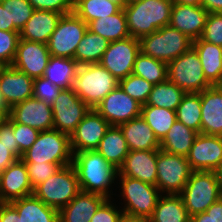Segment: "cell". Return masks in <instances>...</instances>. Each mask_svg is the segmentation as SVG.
I'll list each match as a JSON object with an SVG mask.
<instances>
[{
    "instance_id": "cell-6",
    "label": "cell",
    "mask_w": 222,
    "mask_h": 222,
    "mask_svg": "<svg viewBox=\"0 0 222 222\" xmlns=\"http://www.w3.org/2000/svg\"><path fill=\"white\" fill-rule=\"evenodd\" d=\"M139 42L140 52L167 64L193 47L189 37L170 25L143 36Z\"/></svg>"
},
{
    "instance_id": "cell-20",
    "label": "cell",
    "mask_w": 222,
    "mask_h": 222,
    "mask_svg": "<svg viewBox=\"0 0 222 222\" xmlns=\"http://www.w3.org/2000/svg\"><path fill=\"white\" fill-rule=\"evenodd\" d=\"M157 150H129L118 176H127L156 186Z\"/></svg>"
},
{
    "instance_id": "cell-19",
    "label": "cell",
    "mask_w": 222,
    "mask_h": 222,
    "mask_svg": "<svg viewBox=\"0 0 222 222\" xmlns=\"http://www.w3.org/2000/svg\"><path fill=\"white\" fill-rule=\"evenodd\" d=\"M32 194L27 166L21 159L0 173V202H12Z\"/></svg>"
},
{
    "instance_id": "cell-61",
    "label": "cell",
    "mask_w": 222,
    "mask_h": 222,
    "mask_svg": "<svg viewBox=\"0 0 222 222\" xmlns=\"http://www.w3.org/2000/svg\"><path fill=\"white\" fill-rule=\"evenodd\" d=\"M113 2L119 4L122 8L126 5V0H112Z\"/></svg>"
},
{
    "instance_id": "cell-52",
    "label": "cell",
    "mask_w": 222,
    "mask_h": 222,
    "mask_svg": "<svg viewBox=\"0 0 222 222\" xmlns=\"http://www.w3.org/2000/svg\"><path fill=\"white\" fill-rule=\"evenodd\" d=\"M212 222H222V197L213 203L206 211Z\"/></svg>"
},
{
    "instance_id": "cell-42",
    "label": "cell",
    "mask_w": 222,
    "mask_h": 222,
    "mask_svg": "<svg viewBox=\"0 0 222 222\" xmlns=\"http://www.w3.org/2000/svg\"><path fill=\"white\" fill-rule=\"evenodd\" d=\"M19 40V32L0 31V61L7 66L15 59Z\"/></svg>"
},
{
    "instance_id": "cell-15",
    "label": "cell",
    "mask_w": 222,
    "mask_h": 222,
    "mask_svg": "<svg viewBox=\"0 0 222 222\" xmlns=\"http://www.w3.org/2000/svg\"><path fill=\"white\" fill-rule=\"evenodd\" d=\"M110 126L95 109H90L70 136L72 154L96 150Z\"/></svg>"
},
{
    "instance_id": "cell-40",
    "label": "cell",
    "mask_w": 222,
    "mask_h": 222,
    "mask_svg": "<svg viewBox=\"0 0 222 222\" xmlns=\"http://www.w3.org/2000/svg\"><path fill=\"white\" fill-rule=\"evenodd\" d=\"M4 9H8L9 31L20 32L34 12L28 0H4Z\"/></svg>"
},
{
    "instance_id": "cell-59",
    "label": "cell",
    "mask_w": 222,
    "mask_h": 222,
    "mask_svg": "<svg viewBox=\"0 0 222 222\" xmlns=\"http://www.w3.org/2000/svg\"><path fill=\"white\" fill-rule=\"evenodd\" d=\"M216 172V175H217V178H218V182H219V185H220V189H221V192H222V163L221 165L215 170Z\"/></svg>"
},
{
    "instance_id": "cell-23",
    "label": "cell",
    "mask_w": 222,
    "mask_h": 222,
    "mask_svg": "<svg viewBox=\"0 0 222 222\" xmlns=\"http://www.w3.org/2000/svg\"><path fill=\"white\" fill-rule=\"evenodd\" d=\"M201 133L222 136V88L211 85L200 92Z\"/></svg>"
},
{
    "instance_id": "cell-49",
    "label": "cell",
    "mask_w": 222,
    "mask_h": 222,
    "mask_svg": "<svg viewBox=\"0 0 222 222\" xmlns=\"http://www.w3.org/2000/svg\"><path fill=\"white\" fill-rule=\"evenodd\" d=\"M21 157L22 155L19 153V146L17 143L6 144L0 142V173L9 165L21 159Z\"/></svg>"
},
{
    "instance_id": "cell-7",
    "label": "cell",
    "mask_w": 222,
    "mask_h": 222,
    "mask_svg": "<svg viewBox=\"0 0 222 222\" xmlns=\"http://www.w3.org/2000/svg\"><path fill=\"white\" fill-rule=\"evenodd\" d=\"M81 188L72 164L60 167L46 181L33 189V195L58 211L64 208Z\"/></svg>"
},
{
    "instance_id": "cell-54",
    "label": "cell",
    "mask_w": 222,
    "mask_h": 222,
    "mask_svg": "<svg viewBox=\"0 0 222 222\" xmlns=\"http://www.w3.org/2000/svg\"><path fill=\"white\" fill-rule=\"evenodd\" d=\"M0 31H9L8 9H4L0 2Z\"/></svg>"
},
{
    "instance_id": "cell-45",
    "label": "cell",
    "mask_w": 222,
    "mask_h": 222,
    "mask_svg": "<svg viewBox=\"0 0 222 222\" xmlns=\"http://www.w3.org/2000/svg\"><path fill=\"white\" fill-rule=\"evenodd\" d=\"M202 40L222 47V13H209L200 37Z\"/></svg>"
},
{
    "instance_id": "cell-28",
    "label": "cell",
    "mask_w": 222,
    "mask_h": 222,
    "mask_svg": "<svg viewBox=\"0 0 222 222\" xmlns=\"http://www.w3.org/2000/svg\"><path fill=\"white\" fill-rule=\"evenodd\" d=\"M193 48L200 57L205 78L218 85L222 79V47L199 38L193 41Z\"/></svg>"
},
{
    "instance_id": "cell-25",
    "label": "cell",
    "mask_w": 222,
    "mask_h": 222,
    "mask_svg": "<svg viewBox=\"0 0 222 222\" xmlns=\"http://www.w3.org/2000/svg\"><path fill=\"white\" fill-rule=\"evenodd\" d=\"M61 17L56 11L34 10L19 32L20 39L47 44Z\"/></svg>"
},
{
    "instance_id": "cell-9",
    "label": "cell",
    "mask_w": 222,
    "mask_h": 222,
    "mask_svg": "<svg viewBox=\"0 0 222 222\" xmlns=\"http://www.w3.org/2000/svg\"><path fill=\"white\" fill-rule=\"evenodd\" d=\"M156 187L160 193L180 194L193 170L185 156L157 150Z\"/></svg>"
},
{
    "instance_id": "cell-53",
    "label": "cell",
    "mask_w": 222,
    "mask_h": 222,
    "mask_svg": "<svg viewBox=\"0 0 222 222\" xmlns=\"http://www.w3.org/2000/svg\"><path fill=\"white\" fill-rule=\"evenodd\" d=\"M202 6L208 13H222V0H202Z\"/></svg>"
},
{
    "instance_id": "cell-5",
    "label": "cell",
    "mask_w": 222,
    "mask_h": 222,
    "mask_svg": "<svg viewBox=\"0 0 222 222\" xmlns=\"http://www.w3.org/2000/svg\"><path fill=\"white\" fill-rule=\"evenodd\" d=\"M190 217L205 212L222 197L215 171H193L179 194Z\"/></svg>"
},
{
    "instance_id": "cell-17",
    "label": "cell",
    "mask_w": 222,
    "mask_h": 222,
    "mask_svg": "<svg viewBox=\"0 0 222 222\" xmlns=\"http://www.w3.org/2000/svg\"><path fill=\"white\" fill-rule=\"evenodd\" d=\"M50 57L47 44L20 39L12 66L35 79L43 77Z\"/></svg>"
},
{
    "instance_id": "cell-56",
    "label": "cell",
    "mask_w": 222,
    "mask_h": 222,
    "mask_svg": "<svg viewBox=\"0 0 222 222\" xmlns=\"http://www.w3.org/2000/svg\"><path fill=\"white\" fill-rule=\"evenodd\" d=\"M190 222H212L210 216L206 212L196 214L190 218Z\"/></svg>"
},
{
    "instance_id": "cell-29",
    "label": "cell",
    "mask_w": 222,
    "mask_h": 222,
    "mask_svg": "<svg viewBox=\"0 0 222 222\" xmlns=\"http://www.w3.org/2000/svg\"><path fill=\"white\" fill-rule=\"evenodd\" d=\"M96 151L117 169L123 164L129 149L119 126H110Z\"/></svg>"
},
{
    "instance_id": "cell-33",
    "label": "cell",
    "mask_w": 222,
    "mask_h": 222,
    "mask_svg": "<svg viewBox=\"0 0 222 222\" xmlns=\"http://www.w3.org/2000/svg\"><path fill=\"white\" fill-rule=\"evenodd\" d=\"M109 41L89 29L76 48L74 60L79 65L100 63Z\"/></svg>"
},
{
    "instance_id": "cell-63",
    "label": "cell",
    "mask_w": 222,
    "mask_h": 222,
    "mask_svg": "<svg viewBox=\"0 0 222 222\" xmlns=\"http://www.w3.org/2000/svg\"><path fill=\"white\" fill-rule=\"evenodd\" d=\"M136 1H140V0H126V4H131V3H134Z\"/></svg>"
},
{
    "instance_id": "cell-18",
    "label": "cell",
    "mask_w": 222,
    "mask_h": 222,
    "mask_svg": "<svg viewBox=\"0 0 222 222\" xmlns=\"http://www.w3.org/2000/svg\"><path fill=\"white\" fill-rule=\"evenodd\" d=\"M9 117L16 123L30 126L39 131L53 129L51 106L34 97L13 105L10 108Z\"/></svg>"
},
{
    "instance_id": "cell-16",
    "label": "cell",
    "mask_w": 222,
    "mask_h": 222,
    "mask_svg": "<svg viewBox=\"0 0 222 222\" xmlns=\"http://www.w3.org/2000/svg\"><path fill=\"white\" fill-rule=\"evenodd\" d=\"M186 158L193 171H215L222 163V136L198 133Z\"/></svg>"
},
{
    "instance_id": "cell-55",
    "label": "cell",
    "mask_w": 222,
    "mask_h": 222,
    "mask_svg": "<svg viewBox=\"0 0 222 222\" xmlns=\"http://www.w3.org/2000/svg\"><path fill=\"white\" fill-rule=\"evenodd\" d=\"M120 222H151L149 217L134 216L123 213Z\"/></svg>"
},
{
    "instance_id": "cell-41",
    "label": "cell",
    "mask_w": 222,
    "mask_h": 222,
    "mask_svg": "<svg viewBox=\"0 0 222 222\" xmlns=\"http://www.w3.org/2000/svg\"><path fill=\"white\" fill-rule=\"evenodd\" d=\"M119 86L128 96L141 105H145L154 85L141 77L130 74L119 80Z\"/></svg>"
},
{
    "instance_id": "cell-37",
    "label": "cell",
    "mask_w": 222,
    "mask_h": 222,
    "mask_svg": "<svg viewBox=\"0 0 222 222\" xmlns=\"http://www.w3.org/2000/svg\"><path fill=\"white\" fill-rule=\"evenodd\" d=\"M132 74L156 85L168 79L167 63L139 52L134 62Z\"/></svg>"
},
{
    "instance_id": "cell-36",
    "label": "cell",
    "mask_w": 222,
    "mask_h": 222,
    "mask_svg": "<svg viewBox=\"0 0 222 222\" xmlns=\"http://www.w3.org/2000/svg\"><path fill=\"white\" fill-rule=\"evenodd\" d=\"M141 117L153 130L159 141L164 138L177 121L176 111L159 108L153 105H142Z\"/></svg>"
},
{
    "instance_id": "cell-14",
    "label": "cell",
    "mask_w": 222,
    "mask_h": 222,
    "mask_svg": "<svg viewBox=\"0 0 222 222\" xmlns=\"http://www.w3.org/2000/svg\"><path fill=\"white\" fill-rule=\"evenodd\" d=\"M142 105L128 96L118 85L95 108L111 125L119 126L141 116Z\"/></svg>"
},
{
    "instance_id": "cell-13",
    "label": "cell",
    "mask_w": 222,
    "mask_h": 222,
    "mask_svg": "<svg viewBox=\"0 0 222 222\" xmlns=\"http://www.w3.org/2000/svg\"><path fill=\"white\" fill-rule=\"evenodd\" d=\"M139 52L140 42L137 38L130 36L122 40L111 41L99 64L119 81L132 74Z\"/></svg>"
},
{
    "instance_id": "cell-30",
    "label": "cell",
    "mask_w": 222,
    "mask_h": 222,
    "mask_svg": "<svg viewBox=\"0 0 222 222\" xmlns=\"http://www.w3.org/2000/svg\"><path fill=\"white\" fill-rule=\"evenodd\" d=\"M190 218L179 194L161 195L150 217L151 222H190Z\"/></svg>"
},
{
    "instance_id": "cell-62",
    "label": "cell",
    "mask_w": 222,
    "mask_h": 222,
    "mask_svg": "<svg viewBox=\"0 0 222 222\" xmlns=\"http://www.w3.org/2000/svg\"><path fill=\"white\" fill-rule=\"evenodd\" d=\"M7 65L4 64L2 61H0V75H1V72L5 69Z\"/></svg>"
},
{
    "instance_id": "cell-34",
    "label": "cell",
    "mask_w": 222,
    "mask_h": 222,
    "mask_svg": "<svg viewBox=\"0 0 222 222\" xmlns=\"http://www.w3.org/2000/svg\"><path fill=\"white\" fill-rule=\"evenodd\" d=\"M88 29L109 42L130 37L123 8L114 15L91 21Z\"/></svg>"
},
{
    "instance_id": "cell-27",
    "label": "cell",
    "mask_w": 222,
    "mask_h": 222,
    "mask_svg": "<svg viewBox=\"0 0 222 222\" xmlns=\"http://www.w3.org/2000/svg\"><path fill=\"white\" fill-rule=\"evenodd\" d=\"M10 203L16 208L21 222H59V211L33 194Z\"/></svg>"
},
{
    "instance_id": "cell-3",
    "label": "cell",
    "mask_w": 222,
    "mask_h": 222,
    "mask_svg": "<svg viewBox=\"0 0 222 222\" xmlns=\"http://www.w3.org/2000/svg\"><path fill=\"white\" fill-rule=\"evenodd\" d=\"M118 85L107 69L95 63L79 65L72 89L90 109H95Z\"/></svg>"
},
{
    "instance_id": "cell-10",
    "label": "cell",
    "mask_w": 222,
    "mask_h": 222,
    "mask_svg": "<svg viewBox=\"0 0 222 222\" xmlns=\"http://www.w3.org/2000/svg\"><path fill=\"white\" fill-rule=\"evenodd\" d=\"M87 29L88 24L74 12L62 15L47 43L50 55L74 59L76 48Z\"/></svg>"
},
{
    "instance_id": "cell-50",
    "label": "cell",
    "mask_w": 222,
    "mask_h": 222,
    "mask_svg": "<svg viewBox=\"0 0 222 222\" xmlns=\"http://www.w3.org/2000/svg\"><path fill=\"white\" fill-rule=\"evenodd\" d=\"M0 222H21V217L10 202H0Z\"/></svg>"
},
{
    "instance_id": "cell-31",
    "label": "cell",
    "mask_w": 222,
    "mask_h": 222,
    "mask_svg": "<svg viewBox=\"0 0 222 222\" xmlns=\"http://www.w3.org/2000/svg\"><path fill=\"white\" fill-rule=\"evenodd\" d=\"M197 132L176 121L160 141V149L175 155L187 156Z\"/></svg>"
},
{
    "instance_id": "cell-24",
    "label": "cell",
    "mask_w": 222,
    "mask_h": 222,
    "mask_svg": "<svg viewBox=\"0 0 222 222\" xmlns=\"http://www.w3.org/2000/svg\"><path fill=\"white\" fill-rule=\"evenodd\" d=\"M106 200L102 195L80 191L59 211V222H90Z\"/></svg>"
},
{
    "instance_id": "cell-26",
    "label": "cell",
    "mask_w": 222,
    "mask_h": 222,
    "mask_svg": "<svg viewBox=\"0 0 222 222\" xmlns=\"http://www.w3.org/2000/svg\"><path fill=\"white\" fill-rule=\"evenodd\" d=\"M129 150H159L160 141L153 130L139 116L119 125Z\"/></svg>"
},
{
    "instance_id": "cell-43",
    "label": "cell",
    "mask_w": 222,
    "mask_h": 222,
    "mask_svg": "<svg viewBox=\"0 0 222 222\" xmlns=\"http://www.w3.org/2000/svg\"><path fill=\"white\" fill-rule=\"evenodd\" d=\"M62 88L54 85L44 77L34 79L33 97L44 101L46 105L52 106L53 101L58 97Z\"/></svg>"
},
{
    "instance_id": "cell-8",
    "label": "cell",
    "mask_w": 222,
    "mask_h": 222,
    "mask_svg": "<svg viewBox=\"0 0 222 222\" xmlns=\"http://www.w3.org/2000/svg\"><path fill=\"white\" fill-rule=\"evenodd\" d=\"M168 80L185 93H200L212 84L205 78L200 57L192 47L167 64Z\"/></svg>"
},
{
    "instance_id": "cell-2",
    "label": "cell",
    "mask_w": 222,
    "mask_h": 222,
    "mask_svg": "<svg viewBox=\"0 0 222 222\" xmlns=\"http://www.w3.org/2000/svg\"><path fill=\"white\" fill-rule=\"evenodd\" d=\"M172 0H140L123 8L131 37L140 39L169 25Z\"/></svg>"
},
{
    "instance_id": "cell-58",
    "label": "cell",
    "mask_w": 222,
    "mask_h": 222,
    "mask_svg": "<svg viewBox=\"0 0 222 222\" xmlns=\"http://www.w3.org/2000/svg\"><path fill=\"white\" fill-rule=\"evenodd\" d=\"M0 110H2L7 116L10 114V107L7 105L4 96L0 91Z\"/></svg>"
},
{
    "instance_id": "cell-64",
    "label": "cell",
    "mask_w": 222,
    "mask_h": 222,
    "mask_svg": "<svg viewBox=\"0 0 222 222\" xmlns=\"http://www.w3.org/2000/svg\"><path fill=\"white\" fill-rule=\"evenodd\" d=\"M218 86H219L220 88H222V79H221V81L218 83Z\"/></svg>"
},
{
    "instance_id": "cell-12",
    "label": "cell",
    "mask_w": 222,
    "mask_h": 222,
    "mask_svg": "<svg viewBox=\"0 0 222 222\" xmlns=\"http://www.w3.org/2000/svg\"><path fill=\"white\" fill-rule=\"evenodd\" d=\"M53 111V129L71 134L90 108L76 95L72 88L62 89L51 106Z\"/></svg>"
},
{
    "instance_id": "cell-38",
    "label": "cell",
    "mask_w": 222,
    "mask_h": 222,
    "mask_svg": "<svg viewBox=\"0 0 222 222\" xmlns=\"http://www.w3.org/2000/svg\"><path fill=\"white\" fill-rule=\"evenodd\" d=\"M186 93L168 79L153 86L145 105L176 111Z\"/></svg>"
},
{
    "instance_id": "cell-1",
    "label": "cell",
    "mask_w": 222,
    "mask_h": 222,
    "mask_svg": "<svg viewBox=\"0 0 222 222\" xmlns=\"http://www.w3.org/2000/svg\"><path fill=\"white\" fill-rule=\"evenodd\" d=\"M75 169L81 191L96 193L109 199V186L118 177V169L96 150L80 151L73 155Z\"/></svg>"
},
{
    "instance_id": "cell-51",
    "label": "cell",
    "mask_w": 222,
    "mask_h": 222,
    "mask_svg": "<svg viewBox=\"0 0 222 222\" xmlns=\"http://www.w3.org/2000/svg\"><path fill=\"white\" fill-rule=\"evenodd\" d=\"M0 142L6 144L17 143L13 134V120L9 116L7 121L0 126Z\"/></svg>"
},
{
    "instance_id": "cell-47",
    "label": "cell",
    "mask_w": 222,
    "mask_h": 222,
    "mask_svg": "<svg viewBox=\"0 0 222 222\" xmlns=\"http://www.w3.org/2000/svg\"><path fill=\"white\" fill-rule=\"evenodd\" d=\"M35 10L56 11L62 15L73 12L74 0H28Z\"/></svg>"
},
{
    "instance_id": "cell-60",
    "label": "cell",
    "mask_w": 222,
    "mask_h": 222,
    "mask_svg": "<svg viewBox=\"0 0 222 222\" xmlns=\"http://www.w3.org/2000/svg\"><path fill=\"white\" fill-rule=\"evenodd\" d=\"M8 116L2 111L0 110V126L7 121Z\"/></svg>"
},
{
    "instance_id": "cell-48",
    "label": "cell",
    "mask_w": 222,
    "mask_h": 222,
    "mask_svg": "<svg viewBox=\"0 0 222 222\" xmlns=\"http://www.w3.org/2000/svg\"><path fill=\"white\" fill-rule=\"evenodd\" d=\"M111 201L107 199L96 211L90 222H120L122 210H117Z\"/></svg>"
},
{
    "instance_id": "cell-11",
    "label": "cell",
    "mask_w": 222,
    "mask_h": 222,
    "mask_svg": "<svg viewBox=\"0 0 222 222\" xmlns=\"http://www.w3.org/2000/svg\"><path fill=\"white\" fill-rule=\"evenodd\" d=\"M119 178L122 197L125 202L127 201L122 209L123 213L150 218L161 196L158 188L127 176H119Z\"/></svg>"
},
{
    "instance_id": "cell-32",
    "label": "cell",
    "mask_w": 222,
    "mask_h": 222,
    "mask_svg": "<svg viewBox=\"0 0 222 222\" xmlns=\"http://www.w3.org/2000/svg\"><path fill=\"white\" fill-rule=\"evenodd\" d=\"M78 67L72 58L51 55L43 77L62 89L72 88Z\"/></svg>"
},
{
    "instance_id": "cell-39",
    "label": "cell",
    "mask_w": 222,
    "mask_h": 222,
    "mask_svg": "<svg viewBox=\"0 0 222 222\" xmlns=\"http://www.w3.org/2000/svg\"><path fill=\"white\" fill-rule=\"evenodd\" d=\"M201 99L200 93H186L176 109L177 121L201 133Z\"/></svg>"
},
{
    "instance_id": "cell-46",
    "label": "cell",
    "mask_w": 222,
    "mask_h": 222,
    "mask_svg": "<svg viewBox=\"0 0 222 222\" xmlns=\"http://www.w3.org/2000/svg\"><path fill=\"white\" fill-rule=\"evenodd\" d=\"M40 131L30 126L13 121V134L19 146V153L22 155L36 141Z\"/></svg>"
},
{
    "instance_id": "cell-44",
    "label": "cell",
    "mask_w": 222,
    "mask_h": 222,
    "mask_svg": "<svg viewBox=\"0 0 222 222\" xmlns=\"http://www.w3.org/2000/svg\"><path fill=\"white\" fill-rule=\"evenodd\" d=\"M28 170L29 180L32 189L46 181L52 176L60 167V164L54 163H25Z\"/></svg>"
},
{
    "instance_id": "cell-4",
    "label": "cell",
    "mask_w": 222,
    "mask_h": 222,
    "mask_svg": "<svg viewBox=\"0 0 222 222\" xmlns=\"http://www.w3.org/2000/svg\"><path fill=\"white\" fill-rule=\"evenodd\" d=\"M70 136L52 129L40 131L36 141L22 154L24 163H54L62 167L72 164Z\"/></svg>"
},
{
    "instance_id": "cell-35",
    "label": "cell",
    "mask_w": 222,
    "mask_h": 222,
    "mask_svg": "<svg viewBox=\"0 0 222 222\" xmlns=\"http://www.w3.org/2000/svg\"><path fill=\"white\" fill-rule=\"evenodd\" d=\"M122 7L112 0H74L73 12L86 24L118 13Z\"/></svg>"
},
{
    "instance_id": "cell-21",
    "label": "cell",
    "mask_w": 222,
    "mask_h": 222,
    "mask_svg": "<svg viewBox=\"0 0 222 222\" xmlns=\"http://www.w3.org/2000/svg\"><path fill=\"white\" fill-rule=\"evenodd\" d=\"M208 14L203 6L174 3L169 25L194 41L201 37Z\"/></svg>"
},
{
    "instance_id": "cell-22",
    "label": "cell",
    "mask_w": 222,
    "mask_h": 222,
    "mask_svg": "<svg viewBox=\"0 0 222 222\" xmlns=\"http://www.w3.org/2000/svg\"><path fill=\"white\" fill-rule=\"evenodd\" d=\"M34 79L24 72L8 65L0 75V91L7 105L23 102L33 97Z\"/></svg>"
},
{
    "instance_id": "cell-57",
    "label": "cell",
    "mask_w": 222,
    "mask_h": 222,
    "mask_svg": "<svg viewBox=\"0 0 222 222\" xmlns=\"http://www.w3.org/2000/svg\"><path fill=\"white\" fill-rule=\"evenodd\" d=\"M173 3H179L184 5L202 6V0H172Z\"/></svg>"
}]
</instances>
